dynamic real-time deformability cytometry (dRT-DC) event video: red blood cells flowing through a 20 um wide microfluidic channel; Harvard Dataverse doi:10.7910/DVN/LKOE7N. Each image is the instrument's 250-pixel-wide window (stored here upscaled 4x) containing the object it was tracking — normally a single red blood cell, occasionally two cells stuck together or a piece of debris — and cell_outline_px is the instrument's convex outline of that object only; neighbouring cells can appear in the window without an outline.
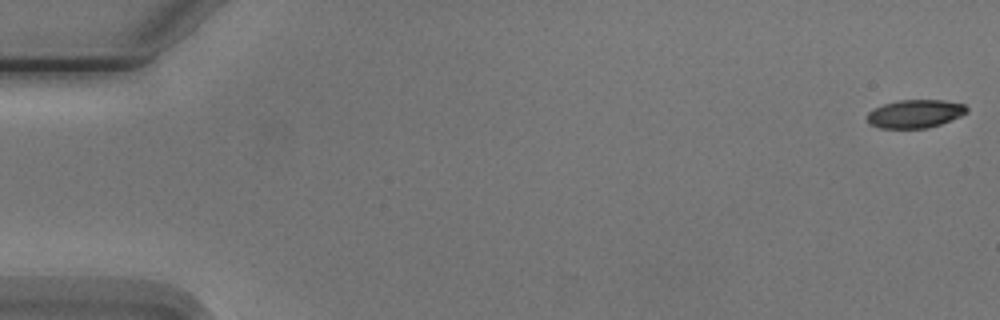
{"species": "Egyptian fruit bat (a non-hibernating species)", "species_latin": "Rousettus aegyptiacus", "temperature_condition": "cold", "stored_images_in_passage": 6, "segment_of_instrument_passage": [1, 2], "camera_frame_rate_fps": 3000, "um_per_image_px": 0.085, "animal": {"sex": "male"}, "frame": {"image": 1, "passage_image": 1, "time_ms": 0.0, "image_size_px": [1000, 320], "cell_outline_px": [[968, 112], [960, 116], [940, 124], [928, 128], [880, 128], [868, 124], [868, 112], [872, 108], [884, 104], [900, 100], [944, 100], [964, 104], [968, 108]], "centroid_in_image_um": [77.77, 9.67], "position_along_channel_um": 7.2, "area_um2": 16.42}}
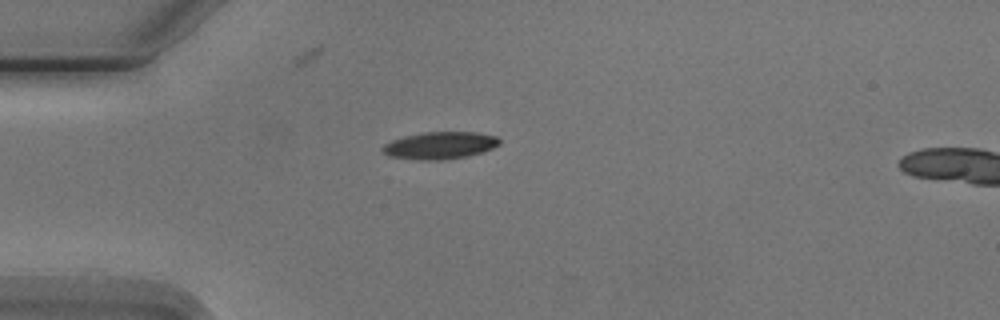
{"frame": {"image": 2, "passage_image": 5, "time_ms": 4.667, "image_size_px": [1000, 320], "cell_outline_px": [[500, 144], [492, 148], [468, 156], [444, 160], [420, 160], [388, 156], [380, 152], [380, 148], [384, 144], [392, 140], [404, 136], [424, 132], [476, 132], [496, 136], [500, 140]], "centroid_in_image_um": [37.35, 12.36], "position_along_channel_um": 47.7, "area_um2": 18.67}}